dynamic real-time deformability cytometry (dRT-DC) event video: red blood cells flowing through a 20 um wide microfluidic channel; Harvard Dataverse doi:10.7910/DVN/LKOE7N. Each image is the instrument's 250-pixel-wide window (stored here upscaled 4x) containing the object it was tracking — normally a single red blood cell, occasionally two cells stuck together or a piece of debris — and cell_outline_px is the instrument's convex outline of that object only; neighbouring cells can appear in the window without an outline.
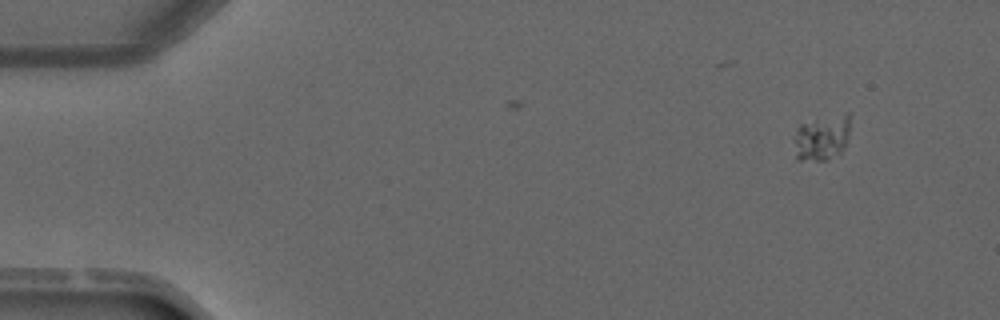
{"species": "common noctule bat (a hibernating species)", "species_latin": "Nyctalus noctula", "temperature_condition": "warm", "stored_images_in_passage": 5, "camera_frame_rate_fps": 3000, "um_per_image_px": 0.085, "animal": {"sex": "male", "forearm_length_mm": 52.5}, "frame": {"image": 1, "passage_image": 1, "time_ms": 0.0, "image_size_px": [1000, 320], "cell_outline_px": [[848, 136], [840, 152], [828, 160], [796, 160], [792, 140], [796, 128], [800, 124], [848, 112]], "centroid_in_image_um": [69.78, 11.73], "position_along_channel_um": 15.2, "area_um2": 14.74}}
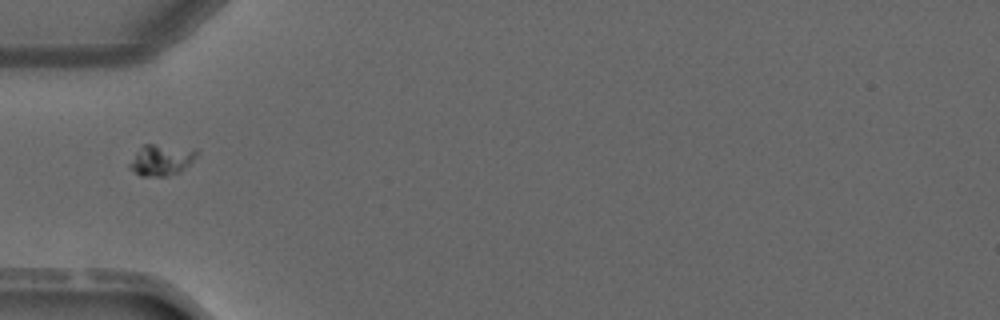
{"frame": {"image": 2, "passage_image": 4, "time_ms": 3.667, "image_size_px": [1000, 320], "cell_outline_px": [[200, 152], [184, 168], [176, 172], [164, 176], [140, 176], [128, 164], [136, 152], [144, 144], [152, 144], [196, 148]], "centroid_in_image_um": [13.73, 13.56], "position_along_channel_um": 71.3, "area_um2": 11.91}}